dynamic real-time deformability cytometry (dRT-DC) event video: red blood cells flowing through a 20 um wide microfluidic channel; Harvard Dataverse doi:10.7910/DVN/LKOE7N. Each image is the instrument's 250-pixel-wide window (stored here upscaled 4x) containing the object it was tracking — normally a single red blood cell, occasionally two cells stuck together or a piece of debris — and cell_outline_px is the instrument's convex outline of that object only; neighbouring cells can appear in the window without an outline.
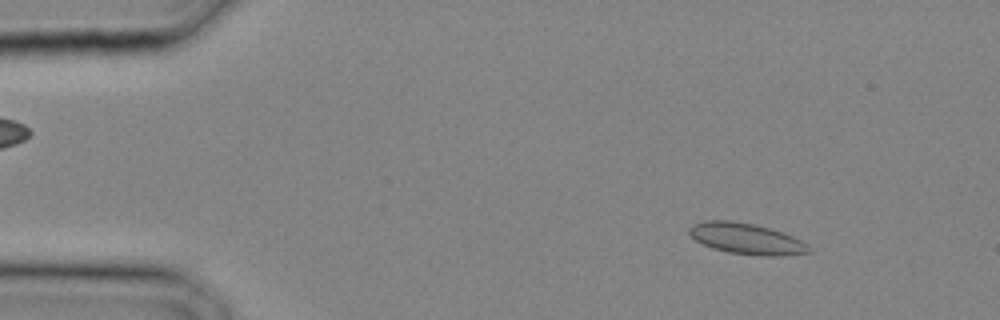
{"species": "common noctule bat (a hibernating species)", "species_latin": "Nyctalus noctula", "temperature_condition": "cold", "stored_images_in_passage": 27, "camera_frame_rate_fps": 3000, "um_per_image_px": 0.085, "animal": {"sex": "male", "body_mass_g": 20.4}, "frame": {"image": 1, "passage_image": 2, "time_ms": 0.333, "image_size_px": [1000, 320], "cell_outline_px": [[812, 252], [780, 256], [764, 256], [728, 252], [712, 248], [696, 240], [688, 232], [688, 228], [692, 224], [704, 220], [732, 220], [752, 224], [768, 228], [792, 236], [800, 240], [812, 248]], "centroid_in_image_um": [63.43, 20.29], "position_along_channel_um": 21.6, "area_um2": 21.5}}
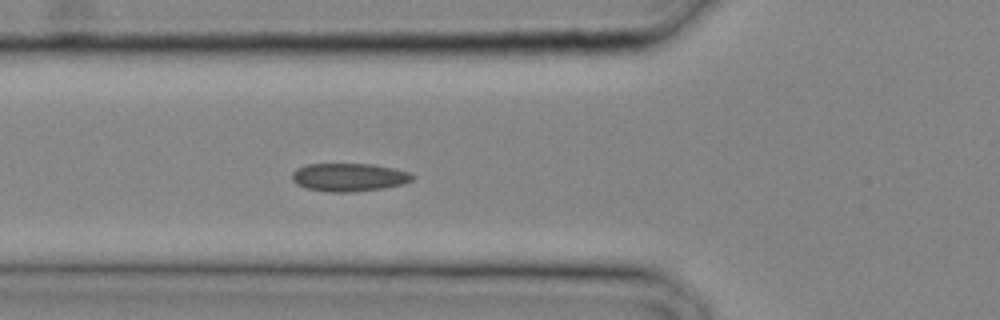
{"frame": {"image": 2, "passage_image": 9, "time_ms": 2.667, "image_size_px": [1000, 320], "cell_outline_px": [[416, 176], [412, 180], [404, 184], [384, 188], [352, 192], [332, 192], [308, 188], [296, 184], [292, 180], [292, 172], [296, 168], [308, 164], [372, 164], [412, 172]], "centroid_in_image_um": [29.7, 15.06], "position_along_channel_um": 96.1, "area_um2": 19.83}}
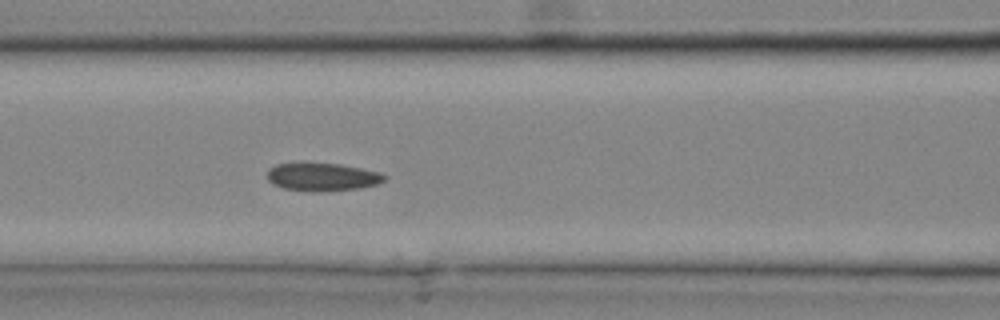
{"frame": {"image": 3, "passage_image": 11, "time_ms": 3.333, "image_size_px": [1000, 320], "cell_outline_px": [[388, 176], [384, 180], [376, 184], [360, 188], [284, 188], [272, 184], [268, 180], [268, 168], [276, 164], [340, 164], [380, 172]], "centroid_in_image_um": [27.42, 14.98], "position_along_channel_um": 139.2, "area_um2": 17.74}}